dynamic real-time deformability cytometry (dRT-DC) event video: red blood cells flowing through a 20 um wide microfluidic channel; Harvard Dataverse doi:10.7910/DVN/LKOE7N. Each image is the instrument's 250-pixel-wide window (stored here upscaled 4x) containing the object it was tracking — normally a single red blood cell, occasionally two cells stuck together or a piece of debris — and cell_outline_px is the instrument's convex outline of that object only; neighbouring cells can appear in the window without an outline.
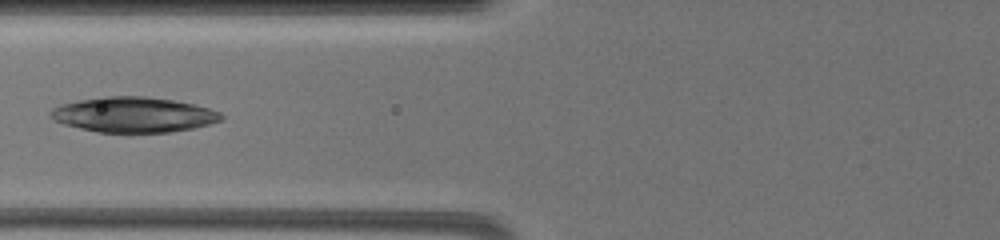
{"species": "common noctule bat (a hibernating species)", "species_latin": "Nyctalus noctula", "temperature_condition": "warm", "stored_images_in_passage": 43, "camera_frame_rate_fps": 3000, "um_per_image_px": 0.085, "animal": {"sex": "female", "body_mass_g": 19.5, "forearm_length_mm": 54.1}, "frame": {"image": 1, "passage_image": 25, "time_ms": 9.333, "image_size_px": [1000, 240], "cell_outline_px": [[224, 120], [196, 128], [168, 132], [96, 132], [64, 124], [52, 120], [48, 116], [48, 112], [52, 108], [60, 104], [80, 100], [104, 96], [144, 96], [172, 100], [192, 104], [208, 108], [220, 112], [224, 116]], "centroid_in_image_um": [11.33, 9.75], "position_along_channel_um": 114.5, "area_um2": 35.2}}
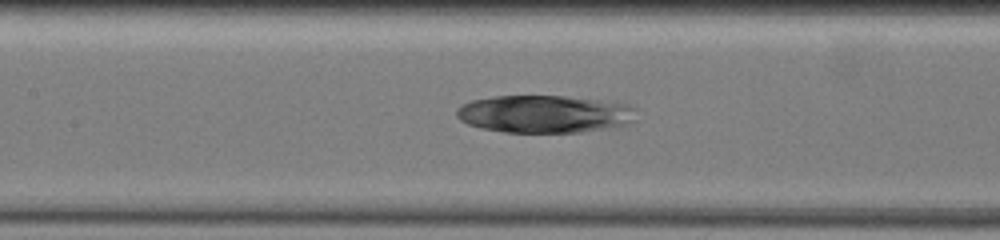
{"frame": {"image": 2, "passage_image": 27, "time_ms": 10.667, "image_size_px": [1000, 240], "cell_outline_px": [[636, 120], [628, 124], [616, 128], [580, 132], [504, 132], [480, 128], [468, 124], [460, 120], [456, 116], [456, 108], [472, 100], [496, 96], [564, 96], [600, 100], [628, 104], [636, 108]], "centroid_in_image_um": [46.34, 9.7], "position_along_channel_um": 161.1, "area_um2": 39.77}}